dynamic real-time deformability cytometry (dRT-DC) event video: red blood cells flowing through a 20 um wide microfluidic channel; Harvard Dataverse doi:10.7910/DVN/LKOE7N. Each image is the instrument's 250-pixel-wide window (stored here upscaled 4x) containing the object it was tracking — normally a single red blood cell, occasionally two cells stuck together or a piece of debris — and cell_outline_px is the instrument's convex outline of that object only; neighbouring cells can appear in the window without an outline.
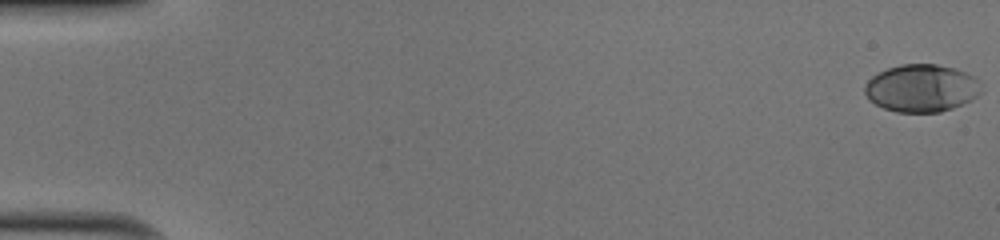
{"species": "human", "species_latin": "Homo sapiens", "temperature_condition": "cold", "stored_images_in_passage": 52, "camera_frame_rate_fps": 3000, "um_per_image_px": 0.085, "donor": {"sex": "male"}, "frame": {"image": 1, "passage_image": 1, "time_ms": 0.0, "image_size_px": [1000, 240], "cell_outline_px": [[980, 92], [972, 100], [952, 108], [940, 112], [896, 112], [884, 108], [868, 100], [864, 92], [864, 84], [872, 76], [888, 68], [900, 64], [936, 64], [956, 68], [976, 76], [980, 80]], "centroid_in_image_um": [78.33, 7.49], "position_along_channel_um": 6.7, "area_um2": 32.54}}
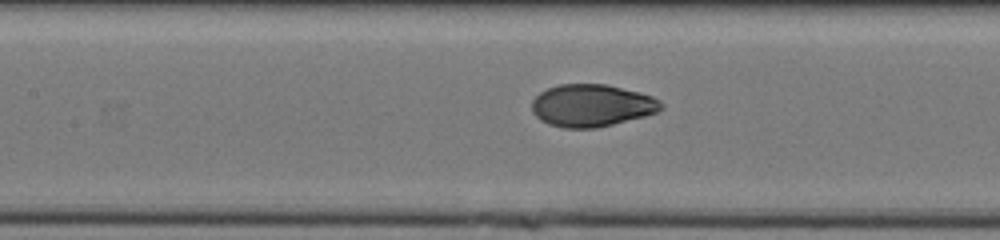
{"frame": {"image": 2, "passage_image": 25, "time_ms": 8.0, "image_size_px": [1000, 240], "cell_outline_px": [[664, 108], [656, 112], [644, 116], [596, 128], [564, 128], [548, 124], [540, 120], [532, 112], [532, 100], [540, 92], [548, 88], [560, 84], [604, 84], [640, 92], [652, 96], [660, 100], [664, 104]], "centroid_in_image_um": [50.29, 8.97], "position_along_channel_um": 157.1, "area_um2": 31.91}}
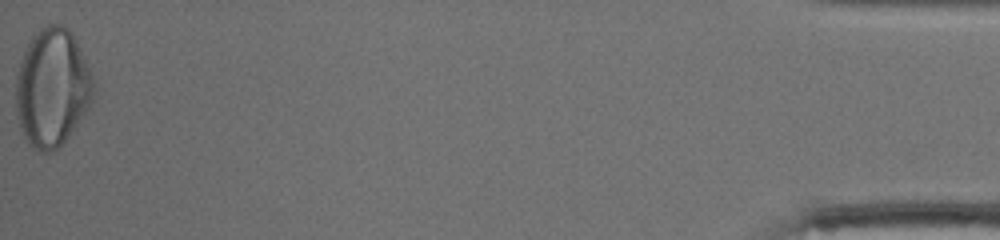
{"frame": {"image": 3, "passage_image": 52, "time_ms": 17.0, "image_size_px": [1000, 240], "cell_outline_px": [[96, 92], [88, 108], [68, 136], [52, 152], [36, 152], [28, 144], [24, 136], [20, 124], [16, 108], [16, 76], [20, 60], [32, 36], [40, 28], [48, 24], [60, 24], [68, 28], [76, 40], [84, 56], [96, 84]], "centroid_in_image_um": [4.45, 7.44], "position_along_channel_um": 430.8, "area_um2": 53.47}, "authors_computed_cell_mechanics": {"area_um2": 32.1946, "velocity_mm_per_s": 4.0674, "shape_relaxation_time_tau1_ms": 4.4155, "shape_relaxation_time_tau2_ms": null, "deformation_change_tau1": 0.2169, "deformation_change_tau2": null}}